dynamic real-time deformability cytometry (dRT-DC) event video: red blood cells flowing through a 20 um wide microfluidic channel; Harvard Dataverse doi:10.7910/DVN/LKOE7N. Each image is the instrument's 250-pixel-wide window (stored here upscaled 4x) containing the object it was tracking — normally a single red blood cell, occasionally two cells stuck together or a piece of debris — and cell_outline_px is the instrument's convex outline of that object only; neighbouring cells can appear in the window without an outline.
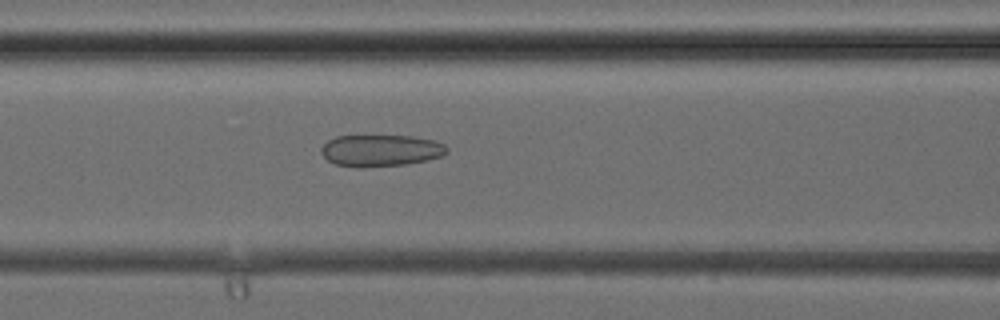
{"species": "common noctule bat (a hibernating species)", "species_latin": "Nyctalus noctula", "temperature_condition": "cold", "stored_images_in_passage": 33, "camera_frame_rate_fps": 3000, "um_per_image_px": 0.085, "animal": {"sex": "female", "body_mass_g": 24.6, "forearm_length_mm": 56.2}, "frame": {"image": 1, "passage_image": 11, "time_ms": 3.333, "image_size_px": [1000, 320], "cell_outline_px": [[448, 152], [444, 156], [404, 164], [356, 168], [336, 164], [328, 160], [320, 152], [320, 148], [328, 140], [336, 136], [412, 136], [432, 140], [444, 144], [448, 148]], "centroid_in_image_um": [32.35, 12.79], "position_along_channel_um": 134.3, "area_um2": 23.18}}
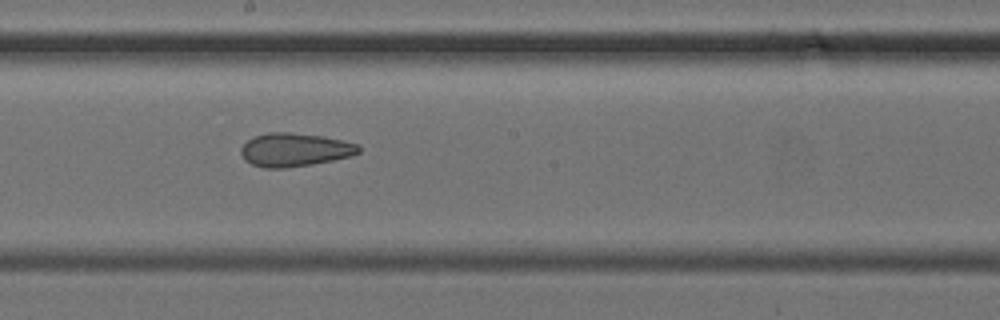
{"frame": {"image": 2, "passage_image": 16, "time_ms": 5.0, "image_size_px": [1000, 320], "cell_outline_px": [[360, 152], [352, 156], [312, 164], [284, 168], [264, 168], [252, 164], [244, 160], [240, 152], [240, 148], [252, 136], [268, 132], [288, 132], [324, 136], [360, 144]], "centroid_in_image_um": [25.04, 12.72], "position_along_channel_um": 223.2, "area_um2": 23.12}}
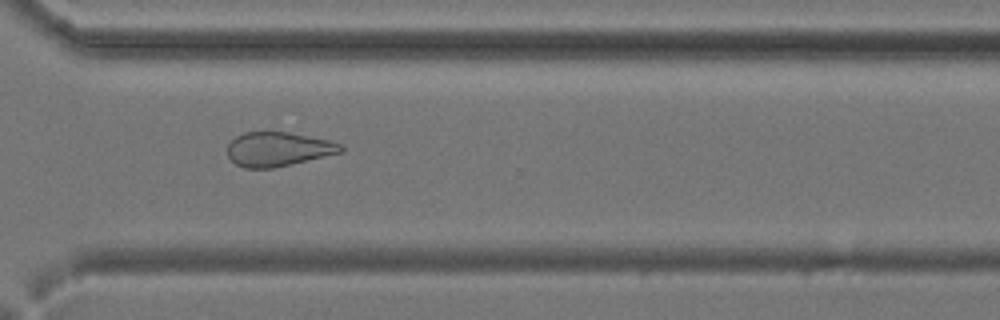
{"frame": {"image": 3, "passage_image": 23, "time_ms": 7.333, "image_size_px": [1000, 320], "cell_outline_px": [[344, 152], [292, 164], [272, 168], [244, 168], [236, 164], [228, 156], [228, 144], [236, 136], [244, 132], [288, 132], [328, 140], [344, 144]], "centroid_in_image_um": [23.67, 12.68], "position_along_channel_um": 346.9, "area_um2": 22.66}}